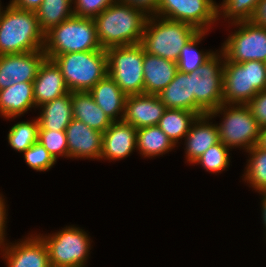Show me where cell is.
<instances>
[{
	"instance_id": "obj_36",
	"label": "cell",
	"mask_w": 266,
	"mask_h": 267,
	"mask_svg": "<svg viewBox=\"0 0 266 267\" xmlns=\"http://www.w3.org/2000/svg\"><path fill=\"white\" fill-rule=\"evenodd\" d=\"M74 1V0H73ZM116 0H75L74 16L95 18Z\"/></svg>"
},
{
	"instance_id": "obj_15",
	"label": "cell",
	"mask_w": 266,
	"mask_h": 267,
	"mask_svg": "<svg viewBox=\"0 0 266 267\" xmlns=\"http://www.w3.org/2000/svg\"><path fill=\"white\" fill-rule=\"evenodd\" d=\"M68 157L100 159L103 133L90 128L82 121L72 119L66 127Z\"/></svg>"
},
{
	"instance_id": "obj_30",
	"label": "cell",
	"mask_w": 266,
	"mask_h": 267,
	"mask_svg": "<svg viewBox=\"0 0 266 267\" xmlns=\"http://www.w3.org/2000/svg\"><path fill=\"white\" fill-rule=\"evenodd\" d=\"M250 155L245 176V181L259 193L266 191V150L258 144L254 145L248 151Z\"/></svg>"
},
{
	"instance_id": "obj_14",
	"label": "cell",
	"mask_w": 266,
	"mask_h": 267,
	"mask_svg": "<svg viewBox=\"0 0 266 267\" xmlns=\"http://www.w3.org/2000/svg\"><path fill=\"white\" fill-rule=\"evenodd\" d=\"M166 109L158 95H130L125 101L123 121L136 129L157 126Z\"/></svg>"
},
{
	"instance_id": "obj_8",
	"label": "cell",
	"mask_w": 266,
	"mask_h": 267,
	"mask_svg": "<svg viewBox=\"0 0 266 267\" xmlns=\"http://www.w3.org/2000/svg\"><path fill=\"white\" fill-rule=\"evenodd\" d=\"M107 53L108 75L126 96L144 93L143 46L110 47Z\"/></svg>"
},
{
	"instance_id": "obj_4",
	"label": "cell",
	"mask_w": 266,
	"mask_h": 267,
	"mask_svg": "<svg viewBox=\"0 0 266 267\" xmlns=\"http://www.w3.org/2000/svg\"><path fill=\"white\" fill-rule=\"evenodd\" d=\"M101 49L93 18L72 16L45 33L43 50L50 60L65 53Z\"/></svg>"
},
{
	"instance_id": "obj_31",
	"label": "cell",
	"mask_w": 266,
	"mask_h": 267,
	"mask_svg": "<svg viewBox=\"0 0 266 267\" xmlns=\"http://www.w3.org/2000/svg\"><path fill=\"white\" fill-rule=\"evenodd\" d=\"M38 118L30 122H18L13 125L8 133V143L18 151L25 152L29 147L38 142Z\"/></svg>"
},
{
	"instance_id": "obj_37",
	"label": "cell",
	"mask_w": 266,
	"mask_h": 267,
	"mask_svg": "<svg viewBox=\"0 0 266 267\" xmlns=\"http://www.w3.org/2000/svg\"><path fill=\"white\" fill-rule=\"evenodd\" d=\"M261 128L266 127V89L258 92L247 104Z\"/></svg>"
},
{
	"instance_id": "obj_23",
	"label": "cell",
	"mask_w": 266,
	"mask_h": 267,
	"mask_svg": "<svg viewBox=\"0 0 266 267\" xmlns=\"http://www.w3.org/2000/svg\"><path fill=\"white\" fill-rule=\"evenodd\" d=\"M167 109L194 112L193 76L177 71L174 79L158 94Z\"/></svg>"
},
{
	"instance_id": "obj_29",
	"label": "cell",
	"mask_w": 266,
	"mask_h": 267,
	"mask_svg": "<svg viewBox=\"0 0 266 267\" xmlns=\"http://www.w3.org/2000/svg\"><path fill=\"white\" fill-rule=\"evenodd\" d=\"M207 31H198L181 49L180 56L177 60L178 71L183 73H191L196 71L206 60H208L213 54L212 52H203L196 49L198 43L202 40Z\"/></svg>"
},
{
	"instance_id": "obj_32",
	"label": "cell",
	"mask_w": 266,
	"mask_h": 267,
	"mask_svg": "<svg viewBox=\"0 0 266 267\" xmlns=\"http://www.w3.org/2000/svg\"><path fill=\"white\" fill-rule=\"evenodd\" d=\"M259 1L260 0H223L222 5L220 4V6H218V16H224V20L225 18L232 20V24L241 21H252Z\"/></svg>"
},
{
	"instance_id": "obj_38",
	"label": "cell",
	"mask_w": 266,
	"mask_h": 267,
	"mask_svg": "<svg viewBox=\"0 0 266 267\" xmlns=\"http://www.w3.org/2000/svg\"><path fill=\"white\" fill-rule=\"evenodd\" d=\"M143 11L147 16H156L160 0H116ZM153 13V14H152Z\"/></svg>"
},
{
	"instance_id": "obj_28",
	"label": "cell",
	"mask_w": 266,
	"mask_h": 267,
	"mask_svg": "<svg viewBox=\"0 0 266 267\" xmlns=\"http://www.w3.org/2000/svg\"><path fill=\"white\" fill-rule=\"evenodd\" d=\"M71 4L73 0H43L35 11L40 29L46 33L52 27L74 16Z\"/></svg>"
},
{
	"instance_id": "obj_6",
	"label": "cell",
	"mask_w": 266,
	"mask_h": 267,
	"mask_svg": "<svg viewBox=\"0 0 266 267\" xmlns=\"http://www.w3.org/2000/svg\"><path fill=\"white\" fill-rule=\"evenodd\" d=\"M266 89V63L252 60L242 63L224 61V104L246 105L258 92Z\"/></svg>"
},
{
	"instance_id": "obj_24",
	"label": "cell",
	"mask_w": 266,
	"mask_h": 267,
	"mask_svg": "<svg viewBox=\"0 0 266 267\" xmlns=\"http://www.w3.org/2000/svg\"><path fill=\"white\" fill-rule=\"evenodd\" d=\"M73 118L104 133L113 122L95 103L89 92H71Z\"/></svg>"
},
{
	"instance_id": "obj_18",
	"label": "cell",
	"mask_w": 266,
	"mask_h": 267,
	"mask_svg": "<svg viewBox=\"0 0 266 267\" xmlns=\"http://www.w3.org/2000/svg\"><path fill=\"white\" fill-rule=\"evenodd\" d=\"M69 92L60 68L53 60L46 58L33 81L36 108Z\"/></svg>"
},
{
	"instance_id": "obj_43",
	"label": "cell",
	"mask_w": 266,
	"mask_h": 267,
	"mask_svg": "<svg viewBox=\"0 0 266 267\" xmlns=\"http://www.w3.org/2000/svg\"><path fill=\"white\" fill-rule=\"evenodd\" d=\"M260 194H262V218H263V221H264V225L266 227V191L264 192H260ZM266 229V228H265Z\"/></svg>"
},
{
	"instance_id": "obj_5",
	"label": "cell",
	"mask_w": 266,
	"mask_h": 267,
	"mask_svg": "<svg viewBox=\"0 0 266 267\" xmlns=\"http://www.w3.org/2000/svg\"><path fill=\"white\" fill-rule=\"evenodd\" d=\"M52 60L60 68L70 92H88L108 74L106 49L65 53Z\"/></svg>"
},
{
	"instance_id": "obj_13",
	"label": "cell",
	"mask_w": 266,
	"mask_h": 267,
	"mask_svg": "<svg viewBox=\"0 0 266 267\" xmlns=\"http://www.w3.org/2000/svg\"><path fill=\"white\" fill-rule=\"evenodd\" d=\"M46 58L44 50L0 55V90L19 82H33Z\"/></svg>"
},
{
	"instance_id": "obj_26",
	"label": "cell",
	"mask_w": 266,
	"mask_h": 267,
	"mask_svg": "<svg viewBox=\"0 0 266 267\" xmlns=\"http://www.w3.org/2000/svg\"><path fill=\"white\" fill-rule=\"evenodd\" d=\"M199 115L183 109H166L160 118L158 127L169 137L174 145L186 136Z\"/></svg>"
},
{
	"instance_id": "obj_42",
	"label": "cell",
	"mask_w": 266,
	"mask_h": 267,
	"mask_svg": "<svg viewBox=\"0 0 266 267\" xmlns=\"http://www.w3.org/2000/svg\"><path fill=\"white\" fill-rule=\"evenodd\" d=\"M258 145L266 150V127L261 128Z\"/></svg>"
},
{
	"instance_id": "obj_3",
	"label": "cell",
	"mask_w": 266,
	"mask_h": 267,
	"mask_svg": "<svg viewBox=\"0 0 266 267\" xmlns=\"http://www.w3.org/2000/svg\"><path fill=\"white\" fill-rule=\"evenodd\" d=\"M197 32L188 23L152 15L148 16L140 44L146 53L177 63L181 49Z\"/></svg>"
},
{
	"instance_id": "obj_9",
	"label": "cell",
	"mask_w": 266,
	"mask_h": 267,
	"mask_svg": "<svg viewBox=\"0 0 266 267\" xmlns=\"http://www.w3.org/2000/svg\"><path fill=\"white\" fill-rule=\"evenodd\" d=\"M216 52L196 71L193 76L194 112L199 116L208 114L224 103L223 101V65L222 51ZM222 58H221V57Z\"/></svg>"
},
{
	"instance_id": "obj_7",
	"label": "cell",
	"mask_w": 266,
	"mask_h": 267,
	"mask_svg": "<svg viewBox=\"0 0 266 267\" xmlns=\"http://www.w3.org/2000/svg\"><path fill=\"white\" fill-rule=\"evenodd\" d=\"M229 107V108H227ZM223 113V121L219 124V141L230 149L241 147L249 150L258 144L261 127L247 105L222 104L209 112L211 118Z\"/></svg>"
},
{
	"instance_id": "obj_19",
	"label": "cell",
	"mask_w": 266,
	"mask_h": 267,
	"mask_svg": "<svg viewBox=\"0 0 266 267\" xmlns=\"http://www.w3.org/2000/svg\"><path fill=\"white\" fill-rule=\"evenodd\" d=\"M209 119H212L209 114L198 116L184 138L186 159L189 163H194L205 151L219 142L217 124H212Z\"/></svg>"
},
{
	"instance_id": "obj_41",
	"label": "cell",
	"mask_w": 266,
	"mask_h": 267,
	"mask_svg": "<svg viewBox=\"0 0 266 267\" xmlns=\"http://www.w3.org/2000/svg\"><path fill=\"white\" fill-rule=\"evenodd\" d=\"M252 21L262 27H266V0H260Z\"/></svg>"
},
{
	"instance_id": "obj_22",
	"label": "cell",
	"mask_w": 266,
	"mask_h": 267,
	"mask_svg": "<svg viewBox=\"0 0 266 267\" xmlns=\"http://www.w3.org/2000/svg\"><path fill=\"white\" fill-rule=\"evenodd\" d=\"M33 107V82H19L0 90V114L4 118L14 119Z\"/></svg>"
},
{
	"instance_id": "obj_21",
	"label": "cell",
	"mask_w": 266,
	"mask_h": 267,
	"mask_svg": "<svg viewBox=\"0 0 266 267\" xmlns=\"http://www.w3.org/2000/svg\"><path fill=\"white\" fill-rule=\"evenodd\" d=\"M88 92L113 122L123 120L127 96L108 74Z\"/></svg>"
},
{
	"instance_id": "obj_10",
	"label": "cell",
	"mask_w": 266,
	"mask_h": 267,
	"mask_svg": "<svg viewBox=\"0 0 266 267\" xmlns=\"http://www.w3.org/2000/svg\"><path fill=\"white\" fill-rule=\"evenodd\" d=\"M40 237L46 244L51 267H85L91 249L90 237L85 231L68 226Z\"/></svg>"
},
{
	"instance_id": "obj_11",
	"label": "cell",
	"mask_w": 266,
	"mask_h": 267,
	"mask_svg": "<svg viewBox=\"0 0 266 267\" xmlns=\"http://www.w3.org/2000/svg\"><path fill=\"white\" fill-rule=\"evenodd\" d=\"M233 25L240 27L228 36L222 46L224 60L235 63L258 60L266 63V27L253 21L235 22Z\"/></svg>"
},
{
	"instance_id": "obj_39",
	"label": "cell",
	"mask_w": 266,
	"mask_h": 267,
	"mask_svg": "<svg viewBox=\"0 0 266 267\" xmlns=\"http://www.w3.org/2000/svg\"><path fill=\"white\" fill-rule=\"evenodd\" d=\"M42 2L43 0H11L10 4L21 10L35 12L42 4Z\"/></svg>"
},
{
	"instance_id": "obj_27",
	"label": "cell",
	"mask_w": 266,
	"mask_h": 267,
	"mask_svg": "<svg viewBox=\"0 0 266 267\" xmlns=\"http://www.w3.org/2000/svg\"><path fill=\"white\" fill-rule=\"evenodd\" d=\"M174 147L175 145L158 125L137 129V148L144 157L162 155Z\"/></svg>"
},
{
	"instance_id": "obj_12",
	"label": "cell",
	"mask_w": 266,
	"mask_h": 267,
	"mask_svg": "<svg viewBox=\"0 0 266 267\" xmlns=\"http://www.w3.org/2000/svg\"><path fill=\"white\" fill-rule=\"evenodd\" d=\"M218 6L213 0H160L156 16L184 22L198 31H209L218 20Z\"/></svg>"
},
{
	"instance_id": "obj_20",
	"label": "cell",
	"mask_w": 266,
	"mask_h": 267,
	"mask_svg": "<svg viewBox=\"0 0 266 267\" xmlns=\"http://www.w3.org/2000/svg\"><path fill=\"white\" fill-rule=\"evenodd\" d=\"M177 63L148 54L143 48L144 93L157 95L175 77Z\"/></svg>"
},
{
	"instance_id": "obj_16",
	"label": "cell",
	"mask_w": 266,
	"mask_h": 267,
	"mask_svg": "<svg viewBox=\"0 0 266 267\" xmlns=\"http://www.w3.org/2000/svg\"><path fill=\"white\" fill-rule=\"evenodd\" d=\"M2 248L7 267H51L46 244L40 235H31L24 241Z\"/></svg>"
},
{
	"instance_id": "obj_1",
	"label": "cell",
	"mask_w": 266,
	"mask_h": 267,
	"mask_svg": "<svg viewBox=\"0 0 266 267\" xmlns=\"http://www.w3.org/2000/svg\"><path fill=\"white\" fill-rule=\"evenodd\" d=\"M148 16L131 5L114 2L93 18L102 49L141 42Z\"/></svg>"
},
{
	"instance_id": "obj_33",
	"label": "cell",
	"mask_w": 266,
	"mask_h": 267,
	"mask_svg": "<svg viewBox=\"0 0 266 267\" xmlns=\"http://www.w3.org/2000/svg\"><path fill=\"white\" fill-rule=\"evenodd\" d=\"M229 147H226L221 141L211 146L205 151L193 164H200L206 171L219 173L229 166Z\"/></svg>"
},
{
	"instance_id": "obj_17",
	"label": "cell",
	"mask_w": 266,
	"mask_h": 267,
	"mask_svg": "<svg viewBox=\"0 0 266 267\" xmlns=\"http://www.w3.org/2000/svg\"><path fill=\"white\" fill-rule=\"evenodd\" d=\"M137 149V129L122 121H114L103 133L100 159L120 160Z\"/></svg>"
},
{
	"instance_id": "obj_40",
	"label": "cell",
	"mask_w": 266,
	"mask_h": 267,
	"mask_svg": "<svg viewBox=\"0 0 266 267\" xmlns=\"http://www.w3.org/2000/svg\"><path fill=\"white\" fill-rule=\"evenodd\" d=\"M5 201L2 198V195L0 194V248L3 245L5 247V228H6V206Z\"/></svg>"
},
{
	"instance_id": "obj_25",
	"label": "cell",
	"mask_w": 266,
	"mask_h": 267,
	"mask_svg": "<svg viewBox=\"0 0 266 267\" xmlns=\"http://www.w3.org/2000/svg\"><path fill=\"white\" fill-rule=\"evenodd\" d=\"M39 107L42 108L39 117H37L39 129L66 130L73 119L71 92Z\"/></svg>"
},
{
	"instance_id": "obj_2",
	"label": "cell",
	"mask_w": 266,
	"mask_h": 267,
	"mask_svg": "<svg viewBox=\"0 0 266 267\" xmlns=\"http://www.w3.org/2000/svg\"><path fill=\"white\" fill-rule=\"evenodd\" d=\"M45 33L40 29L34 11L21 10L9 4L0 9V55L43 50Z\"/></svg>"
},
{
	"instance_id": "obj_34",
	"label": "cell",
	"mask_w": 266,
	"mask_h": 267,
	"mask_svg": "<svg viewBox=\"0 0 266 267\" xmlns=\"http://www.w3.org/2000/svg\"><path fill=\"white\" fill-rule=\"evenodd\" d=\"M38 142L56 161L58 156L68 157V144L65 130L54 131L39 129Z\"/></svg>"
},
{
	"instance_id": "obj_35",
	"label": "cell",
	"mask_w": 266,
	"mask_h": 267,
	"mask_svg": "<svg viewBox=\"0 0 266 267\" xmlns=\"http://www.w3.org/2000/svg\"><path fill=\"white\" fill-rule=\"evenodd\" d=\"M23 153L26 164L36 171H47L56 163V160L39 142Z\"/></svg>"
}]
</instances>
